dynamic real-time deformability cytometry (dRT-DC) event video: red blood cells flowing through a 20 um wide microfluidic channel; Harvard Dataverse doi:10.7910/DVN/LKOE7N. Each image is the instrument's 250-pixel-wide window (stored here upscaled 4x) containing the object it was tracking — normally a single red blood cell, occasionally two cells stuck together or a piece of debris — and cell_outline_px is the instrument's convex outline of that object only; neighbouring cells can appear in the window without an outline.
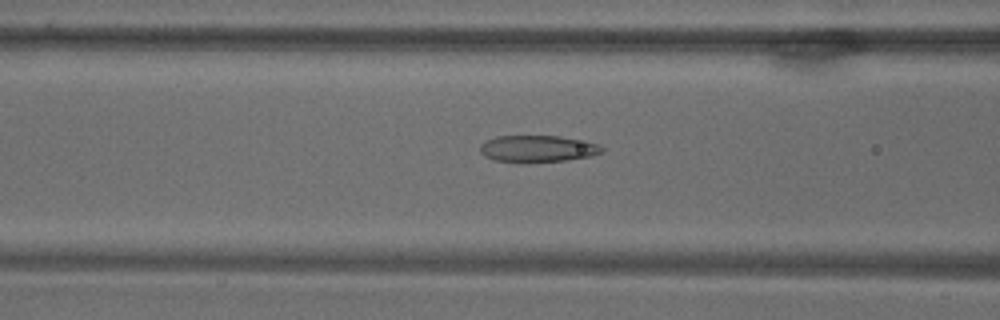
{"species": "common noctule bat (a hibernating species)", "species_latin": "Nyctalus noctula", "temperature_condition": "warm", "stored_images_in_passage": 54, "camera_frame_rate_fps": 3000, "um_per_image_px": 0.085, "animal": {"sex": "male", "body_mass_g": 18.8}, "frame": {"image": 1, "passage_image": 12, "time_ms": 3.667, "image_size_px": [1000, 320], "cell_outline_px": [[604, 152], [592, 156], [568, 160], [524, 164], [492, 160], [484, 156], [480, 152], [480, 144], [496, 136], [560, 136], [600, 144], [604, 148]], "centroid_in_image_um": [45.7, 12.67], "position_along_channel_um": 120.9, "area_um2": 19.54}}
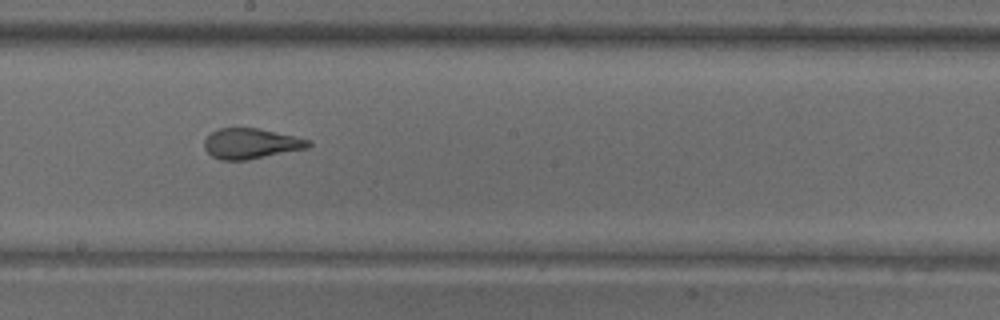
{"frame": {"image": 2, "passage_image": 23, "time_ms": 7.333, "image_size_px": [1000, 320], "cell_outline_px": [[312, 144], [308, 148], [248, 160], [220, 160], [212, 156], [204, 148], [204, 140], [212, 132], [220, 128], [260, 128], [312, 140]], "centroid_in_image_um": [21.36, 12.2], "position_along_channel_um": 226.8, "area_um2": 18.55}}
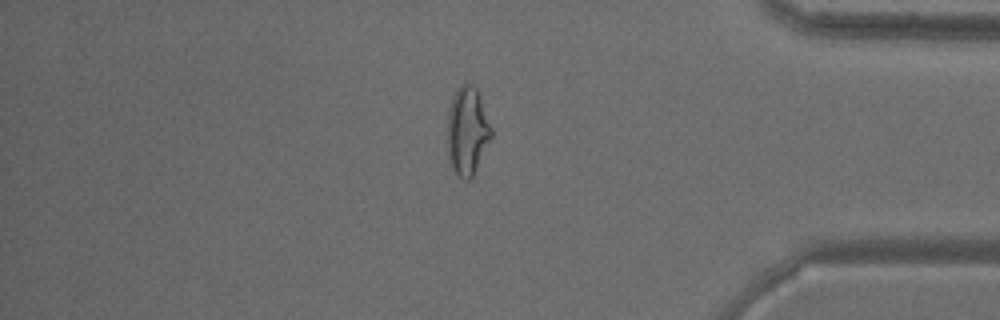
{"frame": {"image": 3, "passage_image": 43, "time_ms": 14.0, "image_size_px": [1000, 320], "cell_outline_px": [[492, 136], [472, 176], [468, 180], [464, 180], [452, 168], [448, 152], [448, 112], [452, 96], [456, 88], [464, 80], [472, 84], [476, 88], [492, 128]], "centroid_in_image_um": [39.71, 11.06], "position_along_channel_um": 395.5, "area_um2": 22.37}}